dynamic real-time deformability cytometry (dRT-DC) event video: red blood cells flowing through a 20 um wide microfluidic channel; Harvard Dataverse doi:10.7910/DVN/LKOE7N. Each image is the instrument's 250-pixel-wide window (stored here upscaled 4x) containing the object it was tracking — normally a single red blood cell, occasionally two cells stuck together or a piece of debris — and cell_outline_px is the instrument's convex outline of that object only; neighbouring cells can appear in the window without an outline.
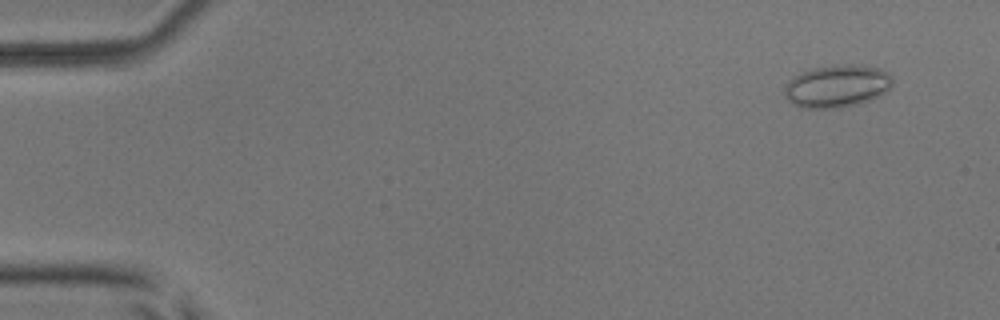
{"species": "common noctule bat (a hibernating species)", "species_latin": "Nyctalus noctula", "temperature_condition": "room temperature", "stored_images_in_passage": 54, "camera_frame_rate_fps": 3000, "um_per_image_px": 0.085, "animal": {"sex": "male", "body_mass_g": 17.9, "forearm_length_mm": 54.2}, "frame": {"image": 1, "passage_image": 4, "time_ms": 1.0, "image_size_px": [1000, 320], "cell_outline_px": [[892, 84], [880, 96], [868, 100], [840, 108], [800, 108], [792, 104], [784, 96], [784, 88], [788, 80], [804, 72], [816, 68], [832, 64], [860, 64], [880, 68], [888, 72], [892, 76]], "centroid_in_image_um": [71.14, 7.31], "position_along_channel_um": 13.9, "area_um2": 26.88}}
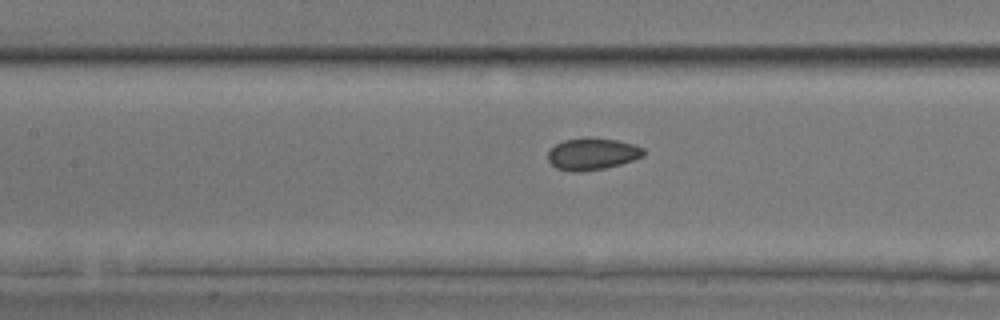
{"frame": {"image": 2, "passage_image": 25, "time_ms": 8.0, "image_size_px": [1000, 320], "cell_outline_px": [[644, 156], [620, 164], [604, 168], [580, 172], [572, 172], [556, 168], [548, 160], [548, 152], [556, 144], [564, 140], [616, 140], [632, 144], [644, 148]], "centroid_in_image_um": [50.34, 13.13], "position_along_channel_um": 157.1, "area_um2": 17.05}}
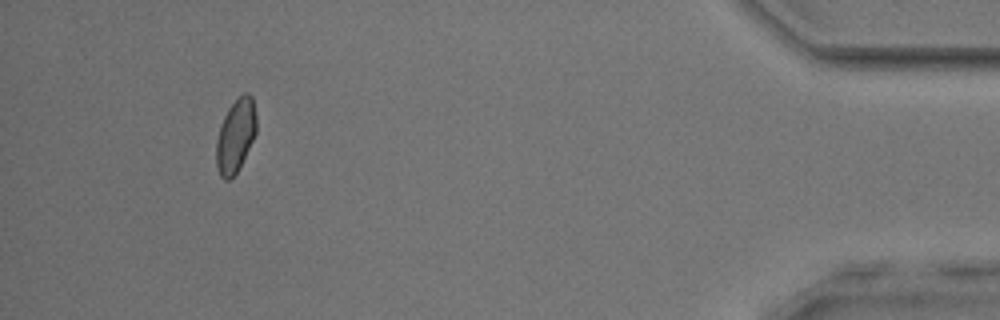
{"frame": {"image": 3, "passage_image": 50, "time_ms": 16.333, "image_size_px": [1000, 320], "cell_outline_px": [[256, 132], [236, 172], [228, 180], [224, 180], [220, 176], [216, 168], [216, 140], [224, 116], [228, 108], [244, 92], [248, 92], [252, 96], [256, 116]], "centroid_in_image_um": [20.01, 11.52], "position_along_channel_um": 415.2, "area_um2": 16.82}, "authors_computed_cell_mechanics": {"area_um2": 17.6579, "velocity_mm_per_s": 3.8745, "shape_relaxation_time_tau1_ms": null, "shape_relaxation_time_tau2_ms": 1.5244, "deformation_change_tau1": null, "deformation_change_tau2": 0.059}}